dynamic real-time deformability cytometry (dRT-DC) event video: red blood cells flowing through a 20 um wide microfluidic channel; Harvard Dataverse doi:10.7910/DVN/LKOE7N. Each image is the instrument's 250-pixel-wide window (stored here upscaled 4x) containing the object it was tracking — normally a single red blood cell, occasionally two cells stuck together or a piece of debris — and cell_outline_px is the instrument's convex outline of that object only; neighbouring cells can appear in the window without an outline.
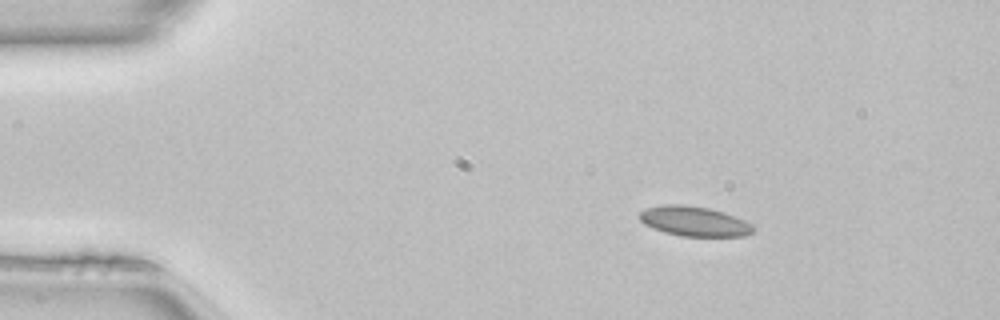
{"species": "common noctule bat (a hibernating species)", "species_latin": "Nyctalus noctula", "temperature_condition": "room temperature", "stored_images_in_passage": 43, "camera_frame_rate_fps": 3000, "um_per_image_px": 0.085, "animal": {"sex": "female", "body_mass_g": 22.7, "forearm_length_mm": 54.2}, "frame": {"image": 1, "passage_image": 1, "time_ms": 0.0, "image_size_px": [1000, 320], "cell_outline_px": [[756, 228], [752, 232], [744, 236], [680, 236], [664, 232], [652, 228], [644, 224], [640, 220], [640, 212], [648, 208], [664, 204], [684, 204], [708, 208], [724, 212], [744, 220], [752, 224]], "centroid_in_image_um": [59.02, 18.81], "position_along_channel_um": 26.0, "area_um2": 19.77}}
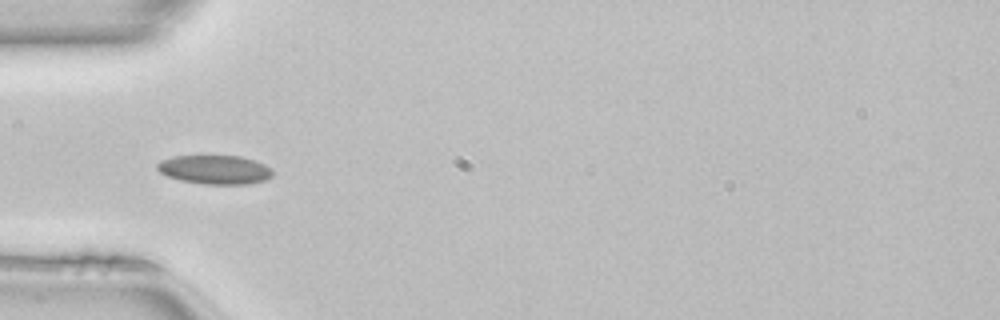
{"frame": {"image": 2, "passage_image": 9, "time_ms": 2.667, "image_size_px": [1000, 320], "cell_outline_px": [[272, 176], [264, 180], [248, 184], [204, 184], [180, 180], [168, 176], [160, 172], [156, 168], [156, 164], [160, 160], [172, 156], [240, 156], [264, 164], [272, 168]], "centroid_in_image_um": [18.24, 14.42], "position_along_channel_um": 66.8, "area_um2": 19.42}}
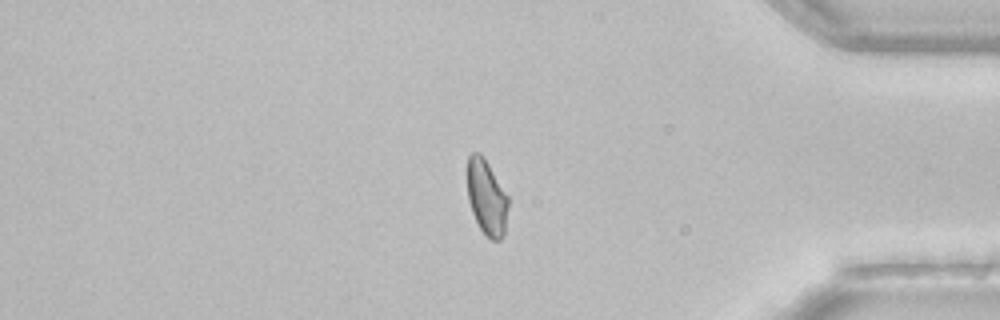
{"frame": {"image": 3, "passage_image": 35, "time_ms": 11.333, "image_size_px": [1000, 320], "cell_outline_px": [[508, 208], [504, 232], [500, 240], [492, 240], [480, 228], [472, 212], [468, 200], [468, 156], [472, 152], [480, 152], [484, 156], [508, 196]], "centroid_in_image_um": [41.37, 16.74], "position_along_channel_um": 393.8, "area_um2": 17.8}, "authors_computed_cell_mechanics": {"area_um2": 18.9006, "velocity_mm_per_s": 4.1025, "shape_relaxation_time_tau1_ms": null, "shape_relaxation_time_tau2_ms": 1.0114, "deformation_change_tau1": null, "deformation_change_tau2": 0.0541}}